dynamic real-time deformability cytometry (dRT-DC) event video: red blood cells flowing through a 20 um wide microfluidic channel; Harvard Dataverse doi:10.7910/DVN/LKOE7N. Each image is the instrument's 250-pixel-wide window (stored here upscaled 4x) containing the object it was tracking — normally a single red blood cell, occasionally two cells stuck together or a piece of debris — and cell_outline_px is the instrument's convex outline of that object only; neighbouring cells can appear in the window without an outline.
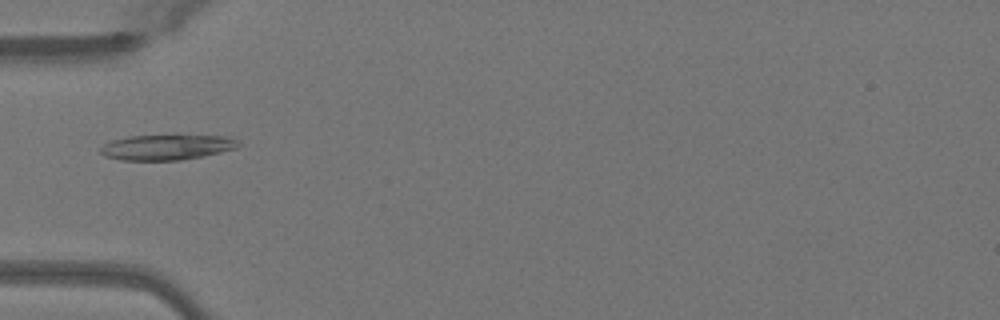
{"species": "Egyptian fruit bat (a non-hibernating species)", "species_latin": "Rousettus aegyptiacus", "temperature_condition": "warm", "stored_images_in_passage": 34, "camera_frame_rate_fps": 3000, "um_per_image_px": 0.085, "animal": {"sex": "female"}, "frame": {"image": 1, "passage_image": 1, "time_ms": 0.0, "image_size_px": [1000, 320], "cell_outline_px": [[244, 144], [236, 148], [220, 152], [180, 160], [120, 160], [104, 156], [100, 152], [100, 148], [104, 144], [112, 140], [128, 136], [224, 136], [236, 140]], "centroid_in_image_um": [14.14, 12.52], "position_along_channel_um": 70.9, "area_um2": 20.06}}
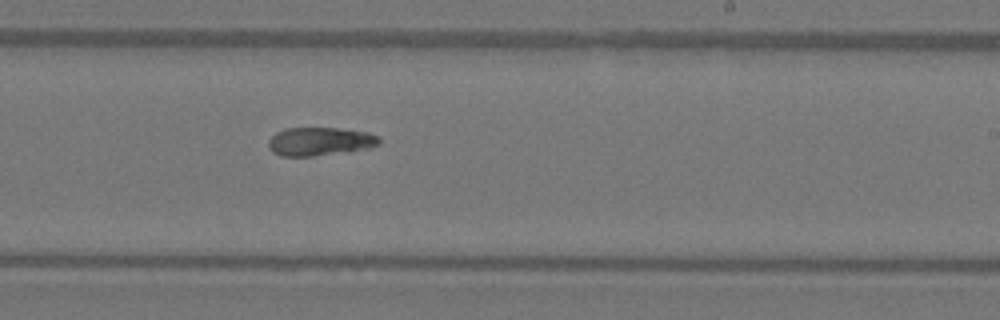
{"frame": {"image": 2, "passage_image": 15, "time_ms": 4.667, "image_size_px": [1000, 320], "cell_outline_px": [[380, 144], [368, 148], [352, 152], [312, 156], [280, 156], [272, 152], [268, 148], [268, 140], [276, 132], [284, 128], [336, 128], [368, 132], [380, 136]], "centroid_in_image_um": [27.2, 12.03], "position_along_channel_um": 261.8, "area_um2": 18.67}}
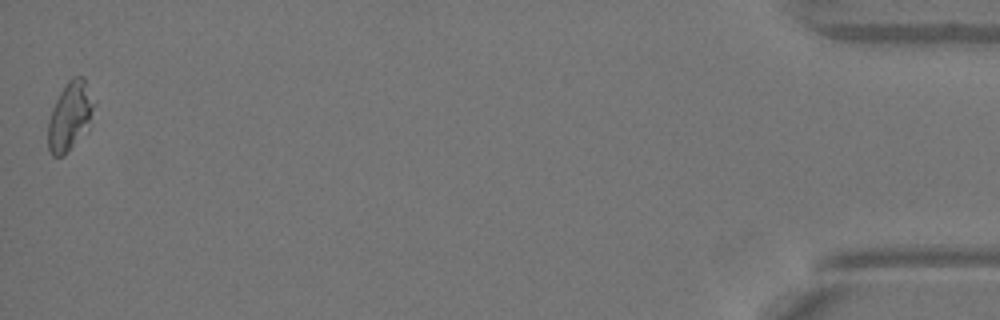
{"frame": {"image": 3, "passage_image": 34, "time_ms": 11.0, "image_size_px": [1000, 320], "cell_outline_px": [[96, 104], [88, 132], [64, 156], [52, 156], [48, 148], [48, 120], [52, 108], [60, 92], [68, 80], [72, 76], [84, 76]], "centroid_in_image_um": [5.98, 9.88], "position_along_channel_um": 429.2, "area_um2": 19.02}, "authors_computed_cell_mechanics": {"area_um2": 18.6116, "velocity_mm_per_s": 4.0697, "shape_relaxation_time_tau1_ms": 5.5687, "shape_relaxation_time_tau2_ms": null, "deformation_change_tau1": 0.1513, "deformation_change_tau2": null}}